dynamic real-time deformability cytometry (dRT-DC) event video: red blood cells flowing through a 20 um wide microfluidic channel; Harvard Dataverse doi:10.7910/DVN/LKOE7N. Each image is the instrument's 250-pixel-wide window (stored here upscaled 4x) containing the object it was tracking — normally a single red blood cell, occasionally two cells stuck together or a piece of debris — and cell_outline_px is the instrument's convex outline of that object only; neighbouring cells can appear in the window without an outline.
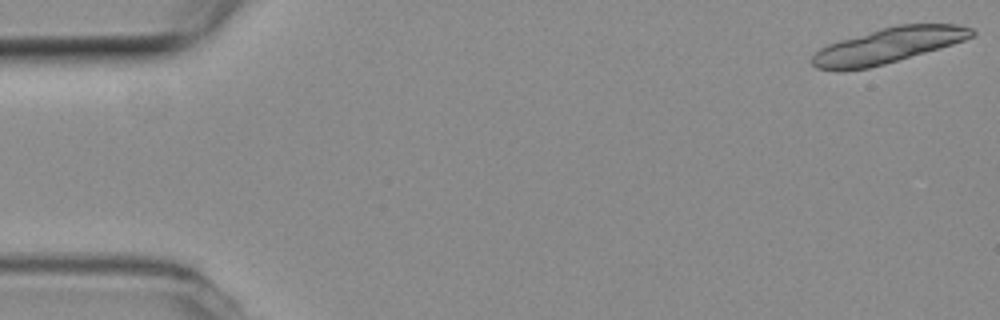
{"species": "common noctule bat (a hibernating species)", "species_latin": "Nyctalus noctula", "temperature_condition": "room temperature", "stored_images_in_passage": 20, "camera_frame_rate_fps": 3000, "um_per_image_px": 0.085, "animal": {"sex": "female", "body_mass_g": 19.3, "forearm_length_mm": 54.1}, "frame": {"image": 1, "passage_image": 1, "time_ms": 0.0, "image_size_px": [1000, 320], "cell_outline_px": [[976, 32], [972, 36], [964, 40], [952, 44], [884, 64], [868, 68], [816, 68], [812, 64], [812, 56], [820, 48], [828, 44], [840, 40], [884, 28], [900, 24], [956, 24], [972, 28]], "centroid_in_image_um": [75.54, 3.84], "position_along_channel_um": 9.5, "area_um2": 31.73}}